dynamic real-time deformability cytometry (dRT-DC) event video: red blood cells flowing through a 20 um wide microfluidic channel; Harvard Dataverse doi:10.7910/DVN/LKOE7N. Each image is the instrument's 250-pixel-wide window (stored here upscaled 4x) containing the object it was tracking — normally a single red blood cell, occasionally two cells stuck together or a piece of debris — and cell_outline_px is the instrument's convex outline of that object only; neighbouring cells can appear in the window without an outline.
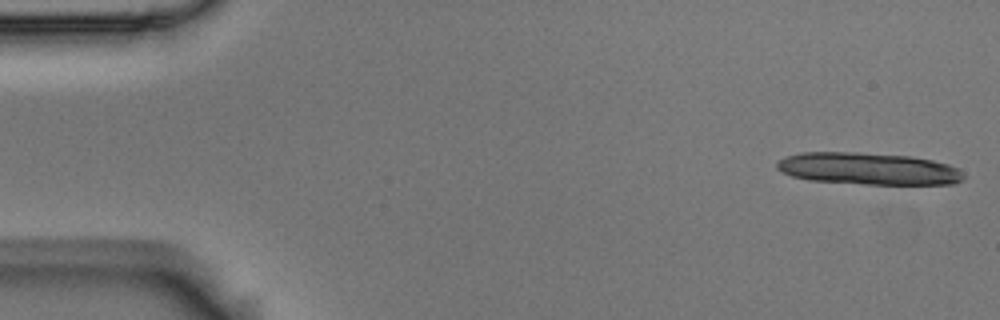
{"species": "Egyptian fruit bat (a non-hibernating species)", "species_latin": "Rousettus aegyptiacus", "temperature_condition": "room temperature", "stored_images_in_passage": 13, "camera_frame_rate_fps": 3000, "um_per_image_px": 0.085, "animal": {"sex": "male"}, "frame": {"image": 1, "passage_image": 1, "time_ms": 0.0, "image_size_px": [1000, 320], "cell_outline_px": [[964, 176], [960, 180], [952, 184], [864, 184], [808, 180], [792, 176], [776, 168], [776, 164], [784, 156], [800, 152], [860, 152], [912, 156], [932, 160], [948, 164], [964, 172]], "centroid_in_image_um": [73.79, 14.33], "position_along_channel_um": 11.2, "area_um2": 34.97}}